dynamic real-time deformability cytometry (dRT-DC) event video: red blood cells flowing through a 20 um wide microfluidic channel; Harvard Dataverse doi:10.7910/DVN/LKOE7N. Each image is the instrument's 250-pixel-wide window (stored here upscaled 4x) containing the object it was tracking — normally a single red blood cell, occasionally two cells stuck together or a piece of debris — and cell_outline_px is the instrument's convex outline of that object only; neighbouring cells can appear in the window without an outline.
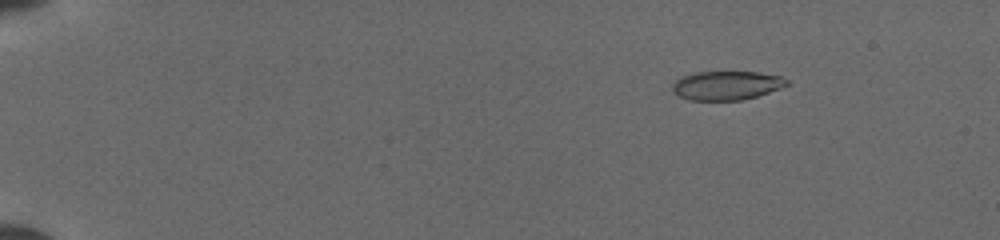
{"species": "common noctule bat (a hibernating species)", "species_latin": "Nyctalus noctula", "temperature_condition": "cold", "stored_images_in_passage": 25, "camera_frame_rate_fps": 3000, "um_per_image_px": 0.085, "animal": {"sex": "female", "body_mass_g": 19.5, "forearm_length_mm": 54.1}, "frame": {"image": 1, "passage_image": 1, "time_ms": 0.0, "image_size_px": [1000, 240], "cell_outline_px": [[788, 84], [780, 88], [756, 96], [740, 100], [688, 100], [672, 92], [672, 84], [676, 80], [692, 72], [760, 72], [780, 76], [788, 80]], "centroid_in_image_um": [61.73, 7.26], "position_along_channel_um": 23.3, "area_um2": 19.19}}
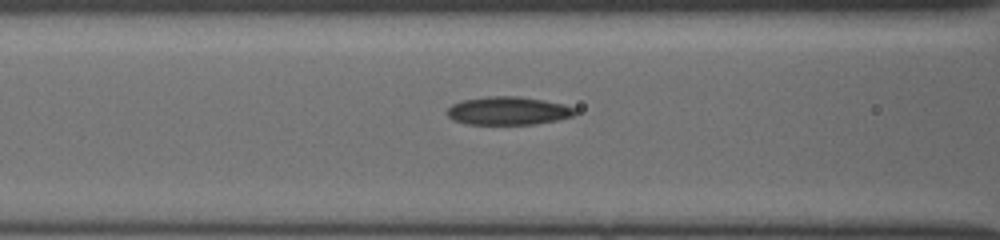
{"frame": {"image": 2, "passage_image": 15, "time_ms": 5.333, "image_size_px": [1000, 240], "cell_outline_px": [[576, 112], [572, 116], [556, 120], [536, 124], [468, 124], [452, 120], [444, 112], [452, 104], [464, 100], [488, 96], [516, 96], [540, 100], [560, 104], [576, 108]], "centroid_in_image_um": [43.13, 9.43], "position_along_channel_um": 123.5, "area_um2": 20.81}}
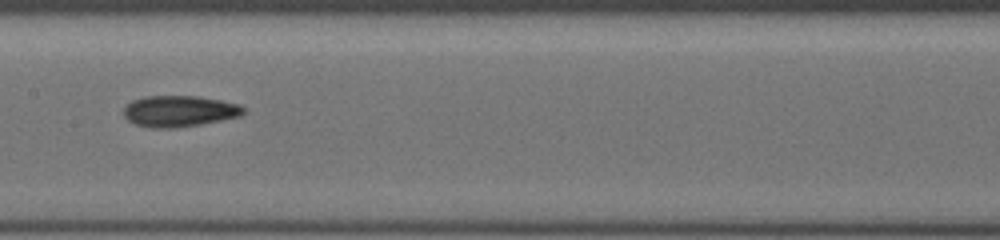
{"frame": {"image": 3, "passage_image": 24, "time_ms": 7.0, "image_size_px": [1000, 240], "cell_outline_px": [[244, 112], [240, 116], [200, 124], [172, 128], [152, 128], [136, 124], [128, 120], [124, 116], [124, 108], [132, 100], [144, 96], [196, 96], [220, 100], [240, 104], [244, 108]], "centroid_in_image_um": [15.23, 9.44], "position_along_channel_um": 192.2, "area_um2": 21.62}}